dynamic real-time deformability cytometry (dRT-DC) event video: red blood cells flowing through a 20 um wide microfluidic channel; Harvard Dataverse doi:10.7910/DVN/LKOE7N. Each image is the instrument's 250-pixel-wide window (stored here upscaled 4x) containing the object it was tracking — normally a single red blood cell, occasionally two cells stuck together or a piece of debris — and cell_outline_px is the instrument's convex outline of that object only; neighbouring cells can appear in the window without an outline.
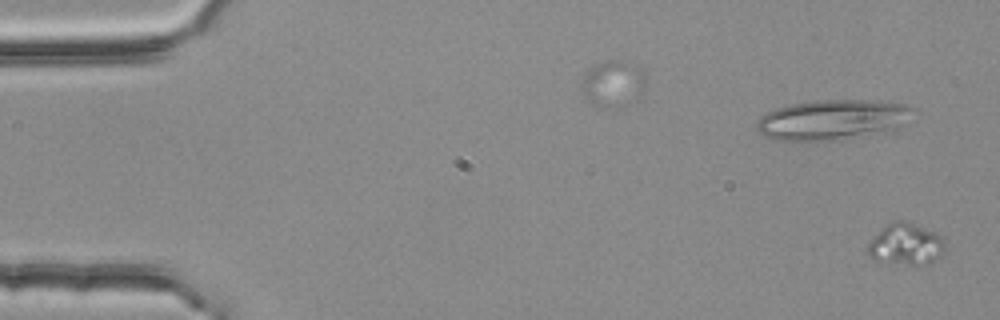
{"species": "common noctule bat (a hibernating species)", "species_latin": "Nyctalus noctula", "temperature_condition": "room temperature", "stored_images_in_passage": 55, "camera_frame_rate_fps": 3000, "um_per_image_px": 0.085, "animal": {"sex": "female", "body_mass_g": 25.1}, "frame": {"image": 1, "passage_image": 2, "time_ms": 0.333, "image_size_px": [1000, 320], "cell_outline_px": [[944, 252], [940, 256], [928, 264], [912, 264], [872, 260], [868, 256], [868, 244], [884, 224], [892, 220], [904, 220], [932, 232], [940, 236], [944, 240]], "centroid_in_image_um": [76.95, 20.75], "position_along_channel_um": 8.0, "area_um2": 18.5}}